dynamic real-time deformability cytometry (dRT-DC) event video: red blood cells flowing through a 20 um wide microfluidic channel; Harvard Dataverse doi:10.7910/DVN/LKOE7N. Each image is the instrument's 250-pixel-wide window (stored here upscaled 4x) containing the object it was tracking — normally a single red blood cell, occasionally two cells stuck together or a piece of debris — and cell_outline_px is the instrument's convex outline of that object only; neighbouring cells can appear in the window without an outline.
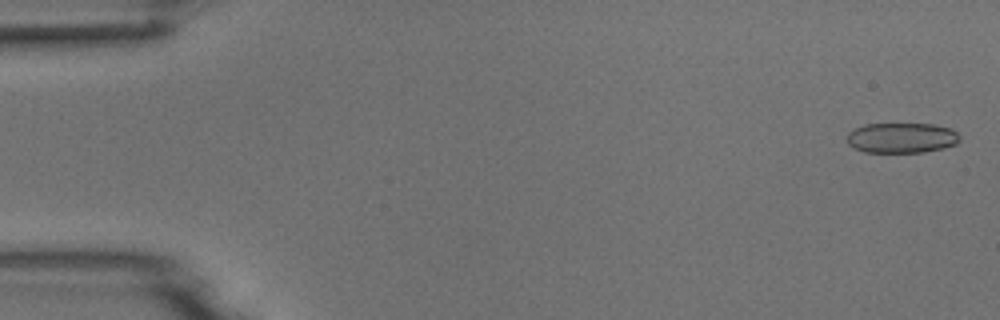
{"species": "common noctule bat (a hibernating species)", "species_latin": "Nyctalus noctula", "temperature_condition": "room temperature", "stored_images_in_passage": 6, "camera_frame_rate_fps": 3000, "um_per_image_px": 0.085, "animal": {"sex": "male", "body_mass_g": 18.8}, "frame": {"image": 1, "passage_image": 1, "time_ms": 0.0, "image_size_px": [1000, 320], "cell_outline_px": [[960, 140], [956, 144], [944, 148], [924, 152], [864, 152], [848, 144], [848, 132], [864, 124], [932, 124], [952, 128], [960, 136]], "centroid_in_image_um": [76.67, 11.71], "position_along_channel_um": 8.3, "area_um2": 19.88}}
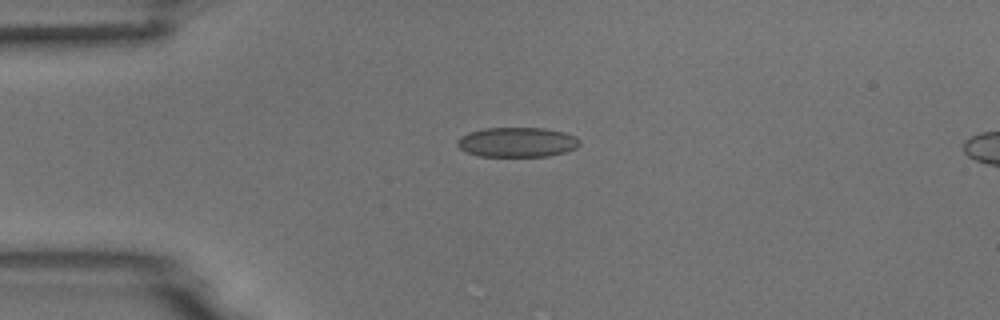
{"frame": {"image": 2, "passage_image": 4, "time_ms": 1.0, "image_size_px": [1000, 320], "cell_outline_px": [[580, 144], [576, 148], [564, 152], [548, 156], [480, 156], [468, 152], [460, 148], [456, 144], [456, 140], [460, 136], [468, 132], [484, 128], [544, 128], [564, 132], [576, 136], [580, 140]], "centroid_in_image_um": [43.95, 12.08], "position_along_channel_um": 41.0, "area_um2": 21.27}}